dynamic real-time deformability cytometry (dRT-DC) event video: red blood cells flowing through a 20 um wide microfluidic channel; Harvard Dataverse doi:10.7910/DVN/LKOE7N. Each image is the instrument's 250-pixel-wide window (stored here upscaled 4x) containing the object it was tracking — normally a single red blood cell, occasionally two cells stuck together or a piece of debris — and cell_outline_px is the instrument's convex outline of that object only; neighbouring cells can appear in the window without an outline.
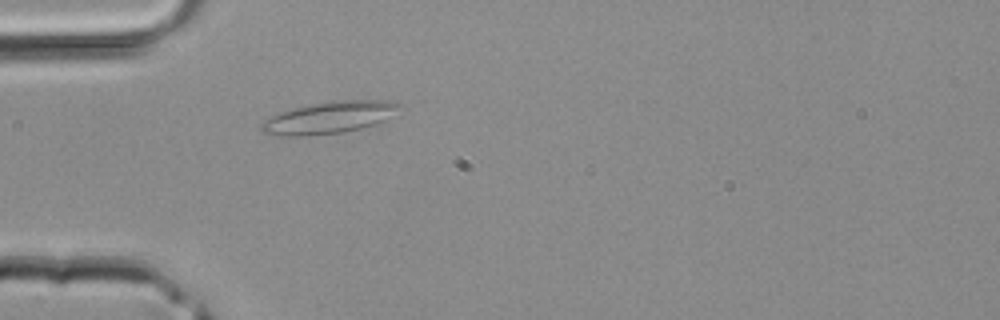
{"species": "common noctule bat (a hibernating species)", "species_latin": "Nyctalus noctula", "temperature_condition": "room temperature", "stored_images_in_passage": 29, "camera_frame_rate_fps": 3000, "um_per_image_px": 0.085, "animal": {"sex": "male", "body_mass_g": 20.4}, "frame": {"image": 1, "passage_image": 1, "time_ms": 0.0, "image_size_px": [1000, 320], "cell_outline_px": [[404, 104], [384, 120], [376, 124], [344, 132], [308, 136], [280, 136], [264, 132], [260, 128], [260, 124], [264, 120], [276, 112], [288, 108], [336, 100], [388, 100]], "centroid_in_image_um": [27.93, 9.98], "position_along_channel_um": 57.1, "area_um2": 25.89}}
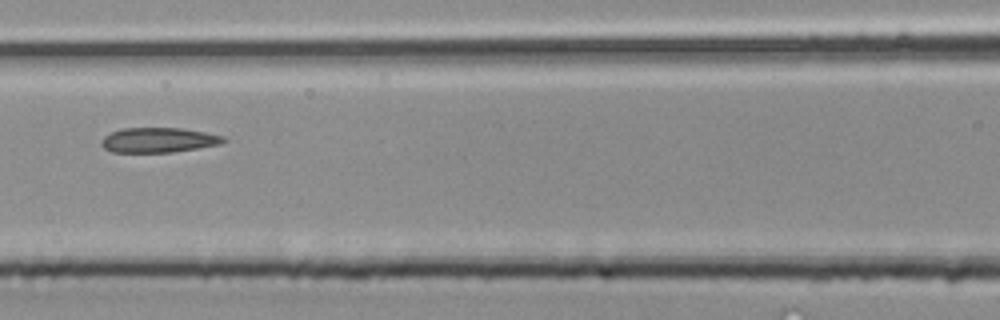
{"frame": {"image": 2, "passage_image": 7, "time_ms": 2.0, "image_size_px": [1000, 320], "cell_outline_px": [[228, 140], [220, 144], [172, 152], [112, 152], [104, 148], [100, 144], [104, 136], [112, 132], [124, 128], [180, 128], [204, 132], [224, 136]], "centroid_in_image_um": [13.47, 11.9], "position_along_channel_um": 153.1, "area_um2": 17.57}}
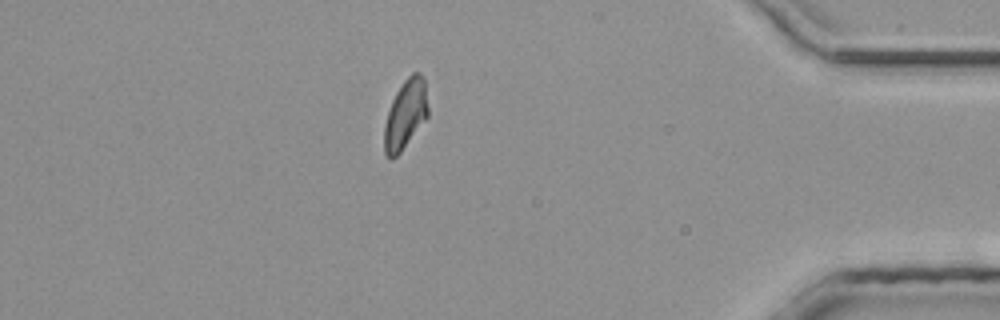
{"frame": {"image": 3, "passage_image": 24, "time_ms": 7.667, "image_size_px": [1000, 320], "cell_outline_px": [[428, 116], [400, 152], [396, 156], [388, 156], [384, 152], [384, 128], [388, 112], [392, 100], [396, 92], [404, 80], [412, 72], [420, 72], [424, 76], [428, 108]], "centroid_in_image_um": [34.48, 9.66], "position_along_channel_um": 400.7, "area_um2": 17.4}}